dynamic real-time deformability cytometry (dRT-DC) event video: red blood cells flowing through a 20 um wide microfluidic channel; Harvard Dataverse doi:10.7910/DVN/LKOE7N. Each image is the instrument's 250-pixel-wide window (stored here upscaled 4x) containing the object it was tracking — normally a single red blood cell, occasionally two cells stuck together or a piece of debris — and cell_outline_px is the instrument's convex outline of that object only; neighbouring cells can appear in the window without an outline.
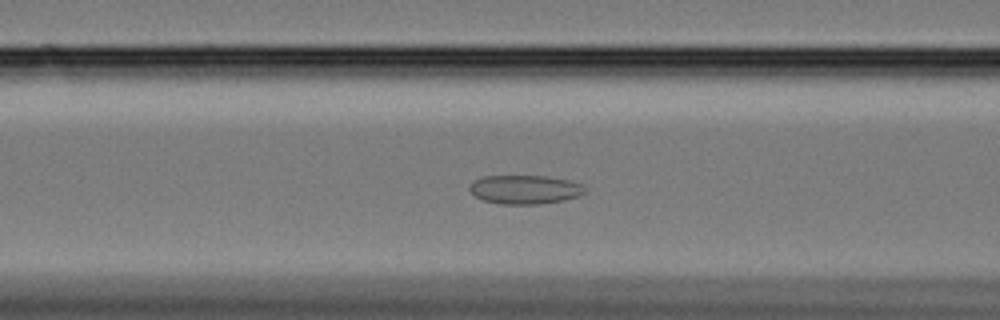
{"species": "Egyptian fruit bat (a non-hibernating species)", "species_latin": "Rousettus aegyptiacus", "temperature_condition": "cold", "stored_images_in_passage": 53, "camera_frame_rate_fps": 3000, "um_per_image_px": 0.085, "animal": {"sex": "female"}, "frame": {"image": 1, "passage_image": 24, "time_ms": 7.667, "image_size_px": [1000, 320], "cell_outline_px": [[584, 192], [580, 196], [564, 200], [540, 204], [500, 204], [484, 200], [476, 196], [468, 188], [476, 180], [484, 176], [544, 176], [568, 180], [580, 184], [584, 188]], "centroid_in_image_um": [44.62, 16.11], "position_along_channel_um": 122.0, "area_um2": 19.13}}
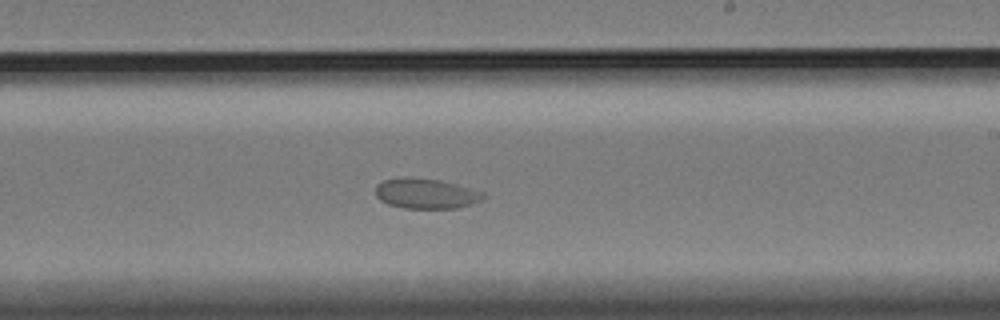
{"frame": {"image": 2, "passage_image": 36, "time_ms": 11.667, "image_size_px": [1000, 320], "cell_outline_px": [[488, 196], [484, 200], [472, 204], [456, 208], [404, 208], [388, 204], [380, 200], [376, 196], [376, 184], [384, 180], [400, 176], [412, 176], [440, 180], [456, 184], [484, 192]], "centroid_in_image_um": [36.22, 16.43], "position_along_channel_um": 252.8, "area_um2": 19.36}}
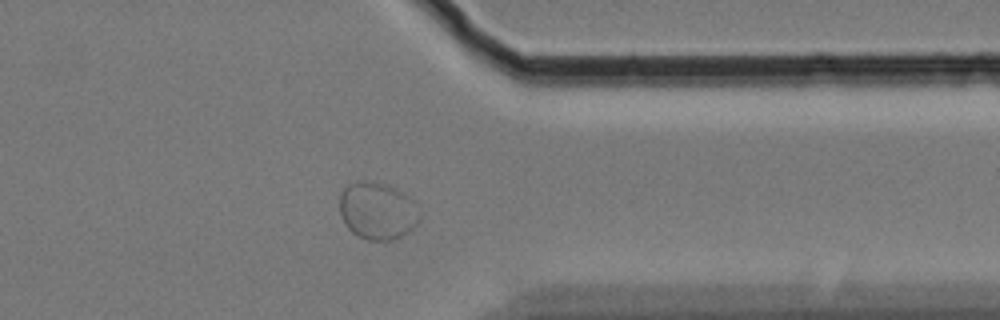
{"frame": {"image": 3, "passage_image": 48, "time_ms": 15.667, "image_size_px": [1000, 320], "cell_outline_px": [[420, 220], [408, 232], [396, 240], [368, 240], [356, 236], [344, 224], [340, 212], [340, 192], [348, 184], [356, 180], [368, 180], [388, 184], [396, 188], [408, 196], [412, 200], [420, 212]], "centroid_in_image_um": [32.07, 17.91], "position_along_channel_um": 379.3, "area_um2": 27.17}}